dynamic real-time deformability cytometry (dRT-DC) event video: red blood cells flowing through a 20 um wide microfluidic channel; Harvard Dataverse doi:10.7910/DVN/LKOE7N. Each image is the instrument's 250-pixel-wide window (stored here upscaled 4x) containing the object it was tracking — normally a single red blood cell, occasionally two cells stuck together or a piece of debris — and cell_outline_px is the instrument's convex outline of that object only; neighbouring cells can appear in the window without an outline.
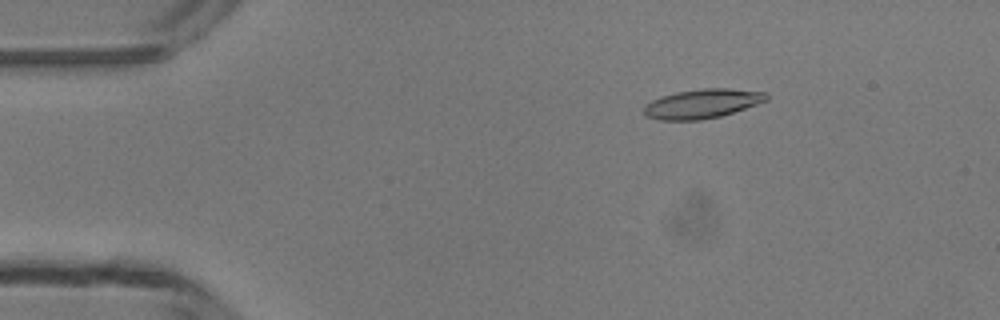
{"species": "common noctule bat (a hibernating species)", "species_latin": "Nyctalus noctula", "temperature_condition": "room temperature", "stored_images_in_passage": 49, "camera_frame_rate_fps": 3000, "um_per_image_px": 0.085, "animal": {"sex": "male", "body_mass_g": 13.3}, "frame": {"image": 1, "passage_image": 8, "time_ms": 2.333, "image_size_px": [1000, 320], "cell_outline_px": [[768, 100], [720, 116], [700, 120], [660, 120], [648, 116], [644, 112], [644, 104], [652, 100], [676, 92], [704, 88], [728, 88], [764, 92], [768, 96]], "centroid_in_image_um": [59.68, 8.81], "position_along_channel_um": 25.3, "area_um2": 20.58}}
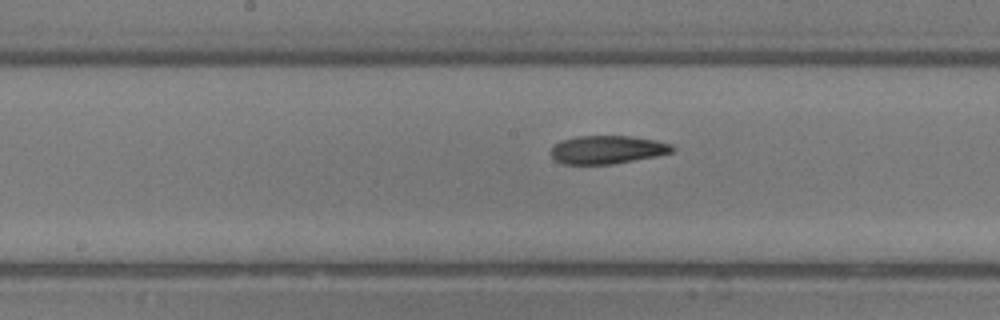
{"frame": {"image": 2, "passage_image": 25, "time_ms": 8.0, "image_size_px": [1000, 320], "cell_outline_px": [[676, 148], [672, 152], [656, 156], [612, 164], [564, 164], [556, 160], [548, 152], [560, 140], [576, 136], [628, 136], [656, 140], [672, 144]], "centroid_in_image_um": [51.61, 12.72], "position_along_channel_um": 196.6, "area_um2": 20.0}}
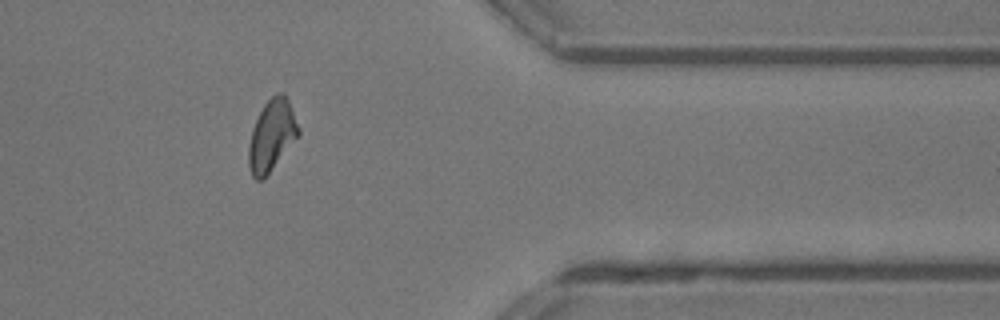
{"frame": {"image": 3, "passage_image": 40, "time_ms": 13.0, "image_size_px": [1000, 320], "cell_outline_px": [[300, 136], [264, 180], [256, 180], [252, 176], [248, 164], [248, 144], [252, 128], [264, 104], [276, 92], [284, 92], [288, 100], [300, 128]], "centroid_in_image_um": [23.11, 11.55], "position_along_channel_um": 388.3, "area_um2": 21.1}, "authors_computed_cell_mechanics": {"area_um2": 20.1722, "velocity_mm_per_s": 4.2349, "shape_relaxation_time_tau1_ms": 3.7212, "shape_relaxation_time_tau2_ms": 3.8851, "deformation_change_tau1": 0.1464, "deformation_change_tau2": 0.1359}}